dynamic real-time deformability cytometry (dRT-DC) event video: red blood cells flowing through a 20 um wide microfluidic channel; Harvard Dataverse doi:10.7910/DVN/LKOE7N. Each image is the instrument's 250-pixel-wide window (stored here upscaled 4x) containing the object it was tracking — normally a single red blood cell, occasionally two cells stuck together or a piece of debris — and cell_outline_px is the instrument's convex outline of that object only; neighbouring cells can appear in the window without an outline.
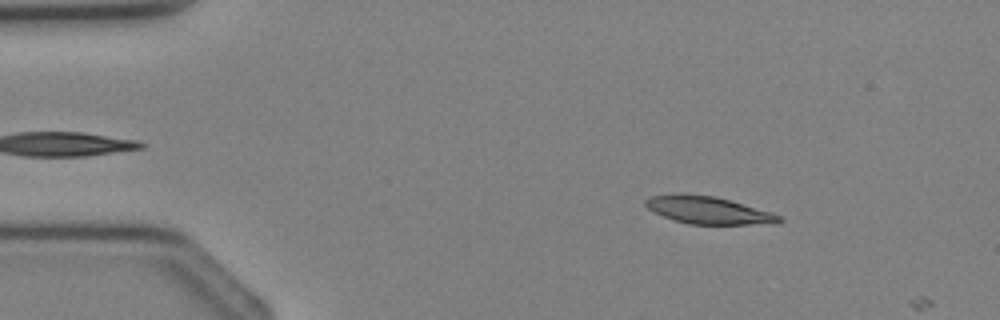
{"species": "Egyptian fruit bat (a non-hibernating species)", "species_latin": "Rousettus aegyptiacus", "temperature_condition": "cold", "stored_images_in_passage": 6, "camera_frame_rate_fps": 3000, "um_per_image_px": 0.085, "animal": {"sex": "female"}, "frame": {"image": 1, "passage_image": 5, "time_ms": 1.333, "image_size_px": [1000, 320], "cell_outline_px": [[784, 220], [780, 224], [688, 224], [664, 216], [648, 208], [644, 204], [644, 200], [652, 196], [716, 196], [772, 212], [780, 216]], "centroid_in_image_um": [60.34, 17.91], "position_along_channel_um": 24.7, "area_um2": 20.63}}